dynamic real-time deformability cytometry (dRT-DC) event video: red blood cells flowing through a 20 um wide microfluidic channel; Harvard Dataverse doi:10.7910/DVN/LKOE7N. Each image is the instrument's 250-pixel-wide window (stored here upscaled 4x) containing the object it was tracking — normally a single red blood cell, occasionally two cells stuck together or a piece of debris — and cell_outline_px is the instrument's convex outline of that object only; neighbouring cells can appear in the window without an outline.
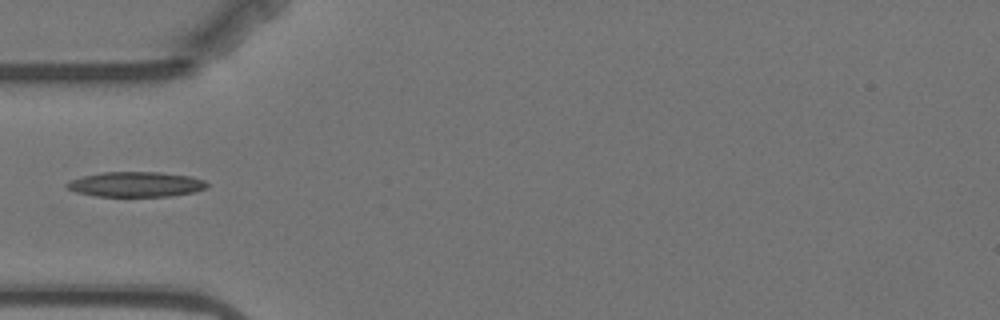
{"species": "Egyptian fruit bat (a non-hibernating species)", "species_latin": "Rousettus aegyptiacus", "temperature_condition": "warm", "stored_images_in_passage": 4, "camera_frame_rate_fps": 3000, "um_per_image_px": 0.085, "animal": {"sex": "female"}, "frame": {"image": 1, "passage_image": 4, "time_ms": 4.333, "image_size_px": [1000, 320], "cell_outline_px": [[208, 188], [192, 192], [168, 196], [96, 196], [76, 192], [68, 188], [64, 184], [68, 180], [84, 176], [104, 172], [160, 172], [192, 176], [204, 180], [208, 184]], "centroid_in_image_um": [11.55, 15.66], "position_along_channel_um": 73.4, "area_um2": 20.46}}